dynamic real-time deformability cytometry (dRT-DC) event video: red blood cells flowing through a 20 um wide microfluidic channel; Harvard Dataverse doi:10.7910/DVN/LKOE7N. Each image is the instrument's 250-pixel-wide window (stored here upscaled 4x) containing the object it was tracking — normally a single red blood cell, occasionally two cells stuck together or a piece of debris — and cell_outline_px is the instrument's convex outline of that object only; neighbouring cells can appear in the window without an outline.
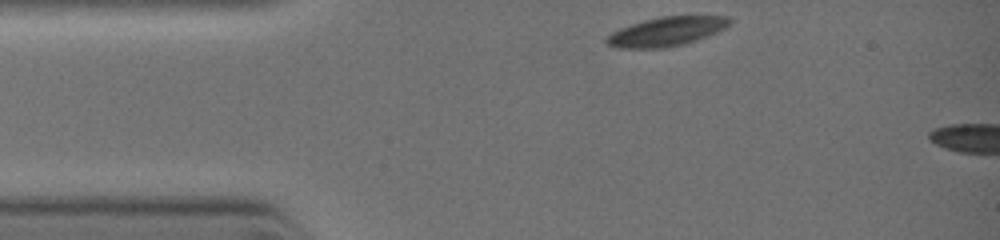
{"species": "common noctule bat (a hibernating species)", "species_latin": "Nyctalus noctula", "temperature_condition": "warm", "stored_images_in_passage": 3, "camera_frame_rate_fps": 3000, "um_per_image_px": 0.085, "animal": {"sex": "female", "body_mass_g": 19.0, "forearm_length_mm": 51.5}, "frame": {"image": 1, "passage_image": 1, "time_ms": 0.0, "image_size_px": [1000, 240], "cell_outline_px": [[732, 20], [724, 28], [716, 32], [696, 40], [684, 44], [664, 48], [620, 48], [608, 44], [604, 40], [612, 32], [620, 28], [644, 20], [660, 16], [728, 16]], "centroid_in_image_um": [56.64, 2.68], "position_along_channel_um": 28.4, "area_um2": 20.63}}